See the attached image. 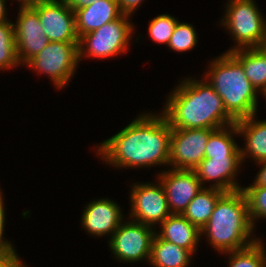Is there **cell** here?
<instances>
[{"label": "cell", "instance_id": "1", "mask_svg": "<svg viewBox=\"0 0 266 267\" xmlns=\"http://www.w3.org/2000/svg\"><path fill=\"white\" fill-rule=\"evenodd\" d=\"M172 128L163 114H141L98 147V154L117 167L169 164Z\"/></svg>", "mask_w": 266, "mask_h": 267}, {"label": "cell", "instance_id": "2", "mask_svg": "<svg viewBox=\"0 0 266 267\" xmlns=\"http://www.w3.org/2000/svg\"><path fill=\"white\" fill-rule=\"evenodd\" d=\"M200 81L186 78L169 94L162 114L171 128L215 130L236 123L208 81Z\"/></svg>", "mask_w": 266, "mask_h": 267}, {"label": "cell", "instance_id": "3", "mask_svg": "<svg viewBox=\"0 0 266 267\" xmlns=\"http://www.w3.org/2000/svg\"><path fill=\"white\" fill-rule=\"evenodd\" d=\"M253 230L247 198L240 189L225 192L218 199L209 221L200 232L201 235L207 234L213 248L228 253L253 244L256 241L255 238L250 240Z\"/></svg>", "mask_w": 266, "mask_h": 267}, {"label": "cell", "instance_id": "4", "mask_svg": "<svg viewBox=\"0 0 266 267\" xmlns=\"http://www.w3.org/2000/svg\"><path fill=\"white\" fill-rule=\"evenodd\" d=\"M204 78L222 98L226 112L235 120L257 111L258 90L247 79L240 62L230 53H223L210 64Z\"/></svg>", "mask_w": 266, "mask_h": 267}, {"label": "cell", "instance_id": "5", "mask_svg": "<svg viewBox=\"0 0 266 267\" xmlns=\"http://www.w3.org/2000/svg\"><path fill=\"white\" fill-rule=\"evenodd\" d=\"M254 2V0L228 2L221 24L231 32L238 45L227 52L263 46L266 39V21Z\"/></svg>", "mask_w": 266, "mask_h": 267}, {"label": "cell", "instance_id": "6", "mask_svg": "<svg viewBox=\"0 0 266 267\" xmlns=\"http://www.w3.org/2000/svg\"><path fill=\"white\" fill-rule=\"evenodd\" d=\"M128 17L130 16L122 15L115 21L105 23L97 30L83 35L79 39V60L86 55L104 59L126 52L133 33V26Z\"/></svg>", "mask_w": 266, "mask_h": 267}, {"label": "cell", "instance_id": "7", "mask_svg": "<svg viewBox=\"0 0 266 267\" xmlns=\"http://www.w3.org/2000/svg\"><path fill=\"white\" fill-rule=\"evenodd\" d=\"M79 42H49L25 65L38 73L47 74L55 86L64 87L70 80L79 62Z\"/></svg>", "mask_w": 266, "mask_h": 267}, {"label": "cell", "instance_id": "8", "mask_svg": "<svg viewBox=\"0 0 266 267\" xmlns=\"http://www.w3.org/2000/svg\"><path fill=\"white\" fill-rule=\"evenodd\" d=\"M155 231L152 227L137 221L120 224L111 236L109 245L116 259L137 262L150 258Z\"/></svg>", "mask_w": 266, "mask_h": 267}, {"label": "cell", "instance_id": "9", "mask_svg": "<svg viewBox=\"0 0 266 267\" xmlns=\"http://www.w3.org/2000/svg\"><path fill=\"white\" fill-rule=\"evenodd\" d=\"M213 129L172 128L169 166L177 170H194L205 158L207 141Z\"/></svg>", "mask_w": 266, "mask_h": 267}, {"label": "cell", "instance_id": "10", "mask_svg": "<svg viewBox=\"0 0 266 267\" xmlns=\"http://www.w3.org/2000/svg\"><path fill=\"white\" fill-rule=\"evenodd\" d=\"M30 6L37 12L50 42H79L75 13L64 0H46Z\"/></svg>", "mask_w": 266, "mask_h": 267}, {"label": "cell", "instance_id": "11", "mask_svg": "<svg viewBox=\"0 0 266 267\" xmlns=\"http://www.w3.org/2000/svg\"><path fill=\"white\" fill-rule=\"evenodd\" d=\"M131 192L132 220L154 226L161 224L172 213L169 210L165 190L162 184H133Z\"/></svg>", "mask_w": 266, "mask_h": 267}, {"label": "cell", "instance_id": "12", "mask_svg": "<svg viewBox=\"0 0 266 267\" xmlns=\"http://www.w3.org/2000/svg\"><path fill=\"white\" fill-rule=\"evenodd\" d=\"M14 24L15 44L19 63H27L50 42L44 35L37 12L31 6H21Z\"/></svg>", "mask_w": 266, "mask_h": 267}, {"label": "cell", "instance_id": "13", "mask_svg": "<svg viewBox=\"0 0 266 267\" xmlns=\"http://www.w3.org/2000/svg\"><path fill=\"white\" fill-rule=\"evenodd\" d=\"M161 183L172 214H182L192 199L204 188L193 170L171 169L160 173ZM173 209V210H172Z\"/></svg>", "mask_w": 266, "mask_h": 267}, {"label": "cell", "instance_id": "14", "mask_svg": "<svg viewBox=\"0 0 266 267\" xmlns=\"http://www.w3.org/2000/svg\"><path fill=\"white\" fill-rule=\"evenodd\" d=\"M241 162V157L204 158L193 171L201 185L212 180L215 183L210 185V188L232 192L242 189L234 179Z\"/></svg>", "mask_w": 266, "mask_h": 267}, {"label": "cell", "instance_id": "15", "mask_svg": "<svg viewBox=\"0 0 266 267\" xmlns=\"http://www.w3.org/2000/svg\"><path fill=\"white\" fill-rule=\"evenodd\" d=\"M122 216L120 207L111 199L95 200L84 210L82 227L95 236L113 235L123 220Z\"/></svg>", "mask_w": 266, "mask_h": 267}, {"label": "cell", "instance_id": "16", "mask_svg": "<svg viewBox=\"0 0 266 267\" xmlns=\"http://www.w3.org/2000/svg\"><path fill=\"white\" fill-rule=\"evenodd\" d=\"M74 13L79 39L123 15L117 0H96L86 7L75 10Z\"/></svg>", "mask_w": 266, "mask_h": 267}, {"label": "cell", "instance_id": "17", "mask_svg": "<svg viewBox=\"0 0 266 267\" xmlns=\"http://www.w3.org/2000/svg\"><path fill=\"white\" fill-rule=\"evenodd\" d=\"M160 226V233L156 234L161 239L190 250L192 253L195 251L201 232L182 214H171Z\"/></svg>", "mask_w": 266, "mask_h": 267}, {"label": "cell", "instance_id": "18", "mask_svg": "<svg viewBox=\"0 0 266 267\" xmlns=\"http://www.w3.org/2000/svg\"><path fill=\"white\" fill-rule=\"evenodd\" d=\"M255 114L236 121V127L240 135L245 137V148H240L242 162L245 154L252 157L257 163L266 160V120L256 121ZM245 150V151H244Z\"/></svg>", "mask_w": 266, "mask_h": 267}, {"label": "cell", "instance_id": "19", "mask_svg": "<svg viewBox=\"0 0 266 267\" xmlns=\"http://www.w3.org/2000/svg\"><path fill=\"white\" fill-rule=\"evenodd\" d=\"M243 67L250 83L263 94L266 92V50L263 47L230 52Z\"/></svg>", "mask_w": 266, "mask_h": 267}, {"label": "cell", "instance_id": "20", "mask_svg": "<svg viewBox=\"0 0 266 267\" xmlns=\"http://www.w3.org/2000/svg\"><path fill=\"white\" fill-rule=\"evenodd\" d=\"M192 252L161 239L156 233L151 245L150 263L155 267H186Z\"/></svg>", "mask_w": 266, "mask_h": 267}, {"label": "cell", "instance_id": "21", "mask_svg": "<svg viewBox=\"0 0 266 267\" xmlns=\"http://www.w3.org/2000/svg\"><path fill=\"white\" fill-rule=\"evenodd\" d=\"M222 190L205 187L192 199L182 215L201 230L209 221Z\"/></svg>", "mask_w": 266, "mask_h": 267}, {"label": "cell", "instance_id": "22", "mask_svg": "<svg viewBox=\"0 0 266 267\" xmlns=\"http://www.w3.org/2000/svg\"><path fill=\"white\" fill-rule=\"evenodd\" d=\"M215 129L207 141L205 158L241 157L240 146L233 140V134H239L236 124ZM230 132H229V131ZM232 134V135H231Z\"/></svg>", "mask_w": 266, "mask_h": 267}, {"label": "cell", "instance_id": "23", "mask_svg": "<svg viewBox=\"0 0 266 267\" xmlns=\"http://www.w3.org/2000/svg\"><path fill=\"white\" fill-rule=\"evenodd\" d=\"M228 253L229 267H266V251L259 239L246 248Z\"/></svg>", "mask_w": 266, "mask_h": 267}, {"label": "cell", "instance_id": "24", "mask_svg": "<svg viewBox=\"0 0 266 267\" xmlns=\"http://www.w3.org/2000/svg\"><path fill=\"white\" fill-rule=\"evenodd\" d=\"M16 44H15V29L14 24L10 21L0 23V70L10 69L18 66Z\"/></svg>", "mask_w": 266, "mask_h": 267}, {"label": "cell", "instance_id": "25", "mask_svg": "<svg viewBox=\"0 0 266 267\" xmlns=\"http://www.w3.org/2000/svg\"><path fill=\"white\" fill-rule=\"evenodd\" d=\"M196 43L197 33L194 27L191 24L178 21L170 37L169 48L177 52H183L193 49Z\"/></svg>", "mask_w": 266, "mask_h": 267}, {"label": "cell", "instance_id": "26", "mask_svg": "<svg viewBox=\"0 0 266 267\" xmlns=\"http://www.w3.org/2000/svg\"><path fill=\"white\" fill-rule=\"evenodd\" d=\"M242 190L247 198L249 218L254 227L257 218H266V187L248 186Z\"/></svg>", "mask_w": 266, "mask_h": 267}, {"label": "cell", "instance_id": "27", "mask_svg": "<svg viewBox=\"0 0 266 267\" xmlns=\"http://www.w3.org/2000/svg\"><path fill=\"white\" fill-rule=\"evenodd\" d=\"M178 20L168 14L158 15L150 21L148 32L150 38L156 43L167 44L173 34Z\"/></svg>", "mask_w": 266, "mask_h": 267}, {"label": "cell", "instance_id": "28", "mask_svg": "<svg viewBox=\"0 0 266 267\" xmlns=\"http://www.w3.org/2000/svg\"><path fill=\"white\" fill-rule=\"evenodd\" d=\"M0 267H26L15 251H0Z\"/></svg>", "mask_w": 266, "mask_h": 267}, {"label": "cell", "instance_id": "29", "mask_svg": "<svg viewBox=\"0 0 266 267\" xmlns=\"http://www.w3.org/2000/svg\"><path fill=\"white\" fill-rule=\"evenodd\" d=\"M4 225H5V211L2 200V193L0 192V251L2 252L15 251L11 243L3 239Z\"/></svg>", "mask_w": 266, "mask_h": 267}, {"label": "cell", "instance_id": "30", "mask_svg": "<svg viewBox=\"0 0 266 267\" xmlns=\"http://www.w3.org/2000/svg\"><path fill=\"white\" fill-rule=\"evenodd\" d=\"M143 0H117L119 9L123 15L130 16Z\"/></svg>", "mask_w": 266, "mask_h": 267}, {"label": "cell", "instance_id": "31", "mask_svg": "<svg viewBox=\"0 0 266 267\" xmlns=\"http://www.w3.org/2000/svg\"><path fill=\"white\" fill-rule=\"evenodd\" d=\"M259 164L263 165L258 174L256 175L257 177L255 178L256 180L254 183L250 186H263L266 187V160L259 162Z\"/></svg>", "mask_w": 266, "mask_h": 267}, {"label": "cell", "instance_id": "32", "mask_svg": "<svg viewBox=\"0 0 266 267\" xmlns=\"http://www.w3.org/2000/svg\"><path fill=\"white\" fill-rule=\"evenodd\" d=\"M64 1L73 11H75L90 5L93 1L96 0H64Z\"/></svg>", "mask_w": 266, "mask_h": 267}, {"label": "cell", "instance_id": "33", "mask_svg": "<svg viewBox=\"0 0 266 267\" xmlns=\"http://www.w3.org/2000/svg\"><path fill=\"white\" fill-rule=\"evenodd\" d=\"M5 0H0V23L7 21Z\"/></svg>", "mask_w": 266, "mask_h": 267}, {"label": "cell", "instance_id": "34", "mask_svg": "<svg viewBox=\"0 0 266 267\" xmlns=\"http://www.w3.org/2000/svg\"><path fill=\"white\" fill-rule=\"evenodd\" d=\"M46 0H19L21 2V6H30L35 3H39Z\"/></svg>", "mask_w": 266, "mask_h": 267}, {"label": "cell", "instance_id": "35", "mask_svg": "<svg viewBox=\"0 0 266 267\" xmlns=\"http://www.w3.org/2000/svg\"><path fill=\"white\" fill-rule=\"evenodd\" d=\"M262 47L266 50V39H265L264 44H263Z\"/></svg>", "mask_w": 266, "mask_h": 267}]
</instances>
